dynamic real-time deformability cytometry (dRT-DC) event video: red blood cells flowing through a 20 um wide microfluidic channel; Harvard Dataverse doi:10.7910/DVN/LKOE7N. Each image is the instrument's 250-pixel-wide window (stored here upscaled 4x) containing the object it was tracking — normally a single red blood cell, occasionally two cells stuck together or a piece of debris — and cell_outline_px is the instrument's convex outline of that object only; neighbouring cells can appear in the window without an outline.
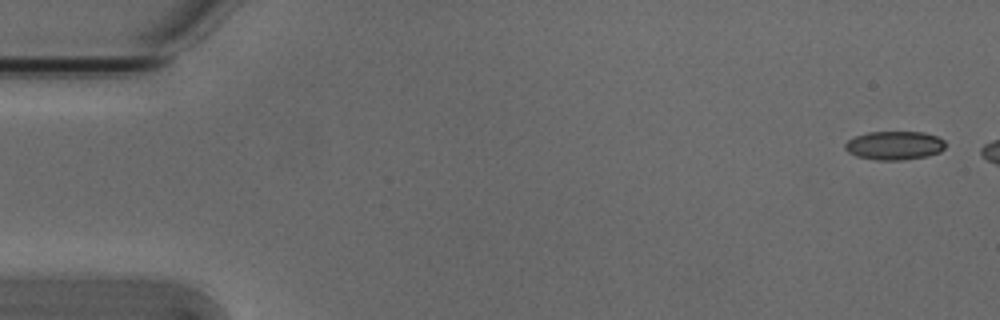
{"species": "Egyptian fruit bat (a non-hibernating species)", "species_latin": "Rousettus aegyptiacus", "temperature_condition": "cold", "stored_images_in_passage": 5, "camera_frame_rate_fps": 3000, "um_per_image_px": 0.085, "animal": {"sex": "male"}, "frame": {"image": 1, "passage_image": 1, "time_ms": 0.0, "image_size_px": [1000, 320], "cell_outline_px": [[944, 148], [940, 152], [928, 156], [900, 160], [876, 160], [856, 156], [848, 152], [844, 148], [844, 144], [848, 140], [856, 136], [868, 132], [924, 132], [936, 136], [944, 140]], "centroid_in_image_um": [76.01, 12.37], "position_along_channel_um": 9.0, "area_um2": 16.76}}
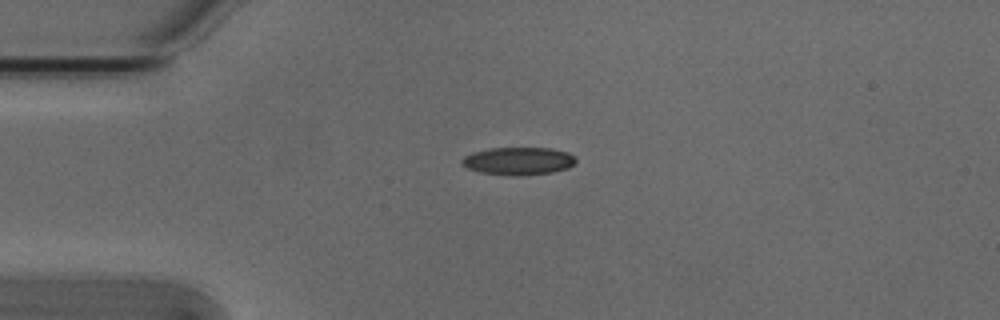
{"frame": {"image": 2, "passage_image": 5, "time_ms": 1.333, "image_size_px": [1000, 320], "cell_outline_px": [[576, 160], [568, 168], [552, 172], [520, 176], [512, 176], [480, 172], [468, 168], [460, 164], [460, 160], [464, 156], [472, 152], [488, 148], [552, 148], [568, 152], [576, 156]], "centroid_in_image_um": [44.04, 13.68], "position_along_channel_um": 41.0, "area_um2": 18.61}}